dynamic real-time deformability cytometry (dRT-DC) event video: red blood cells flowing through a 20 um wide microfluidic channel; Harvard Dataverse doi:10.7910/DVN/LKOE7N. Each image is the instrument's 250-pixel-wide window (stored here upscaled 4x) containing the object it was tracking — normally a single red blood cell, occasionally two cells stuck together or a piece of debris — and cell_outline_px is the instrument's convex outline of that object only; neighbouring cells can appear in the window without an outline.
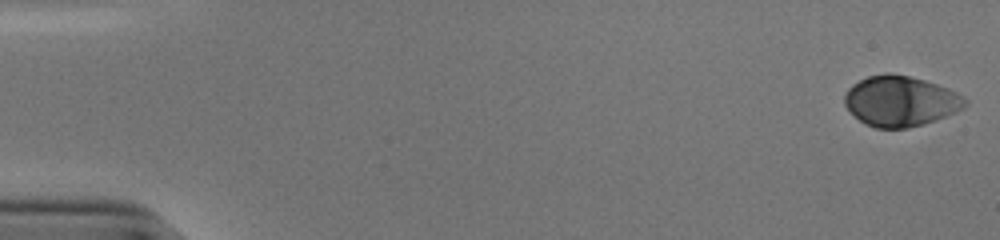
{"species": "human", "species_latin": "Homo sapiens", "temperature_condition": "cold", "stored_images_in_passage": 54, "camera_frame_rate_fps": 3000, "um_per_image_px": 0.085, "donor": {"sex": "male"}, "frame": {"image": 1, "passage_image": 1, "time_ms": 0.0, "image_size_px": [1000, 240], "cell_outline_px": [[968, 104], [964, 108], [956, 112], [936, 120], [924, 124], [908, 128], [876, 128], [864, 124], [844, 104], [844, 96], [848, 88], [852, 84], [868, 76], [884, 72], [888, 72], [908, 76], [924, 80], [948, 88], [964, 96], [968, 100]], "centroid_in_image_um": [76.56, 8.59], "position_along_channel_um": 8.4, "area_um2": 35.55}}
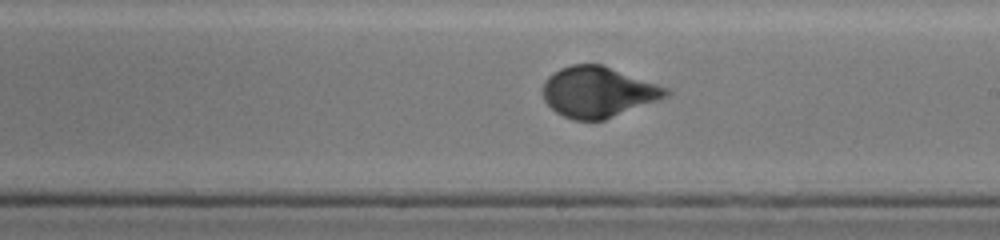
{"frame": {"image": 2, "passage_image": 32, "time_ms": 10.333, "image_size_px": [1000, 240], "cell_outline_px": [[672, 92], [668, 96], [604, 120], [572, 120], [556, 112], [544, 100], [544, 80], [552, 72], [560, 68], [572, 64], [604, 64], [668, 88]], "centroid_in_image_um": [50.83, 7.8], "position_along_channel_um": 238.2, "area_um2": 36.3}}
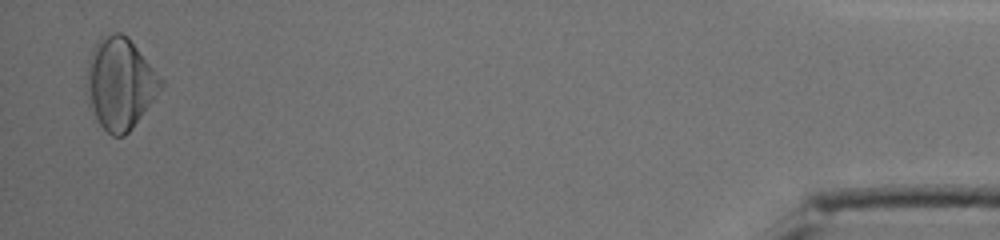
{"frame": {"image": 3, "passage_image": 53, "time_ms": 17.333, "image_size_px": [1000, 240], "cell_outline_px": [[164, 84], [132, 128], [124, 136], [112, 136], [100, 124], [88, 104], [84, 92], [84, 84], [88, 60], [96, 44], [104, 36], [112, 32], [120, 32], [128, 36], [164, 80]], "centroid_in_image_um": [10.17, 7.08], "position_along_channel_um": 425.0, "area_um2": 39.65}, "authors_computed_cell_mechanics": {"area_um2": 35.4603, "velocity_mm_per_s": 3.8061, "shape_relaxation_time_tau1_ms": 3.2186, "shape_relaxation_time_tau2_ms": null, "deformation_change_tau1": 0.1478, "deformation_change_tau2": null}}